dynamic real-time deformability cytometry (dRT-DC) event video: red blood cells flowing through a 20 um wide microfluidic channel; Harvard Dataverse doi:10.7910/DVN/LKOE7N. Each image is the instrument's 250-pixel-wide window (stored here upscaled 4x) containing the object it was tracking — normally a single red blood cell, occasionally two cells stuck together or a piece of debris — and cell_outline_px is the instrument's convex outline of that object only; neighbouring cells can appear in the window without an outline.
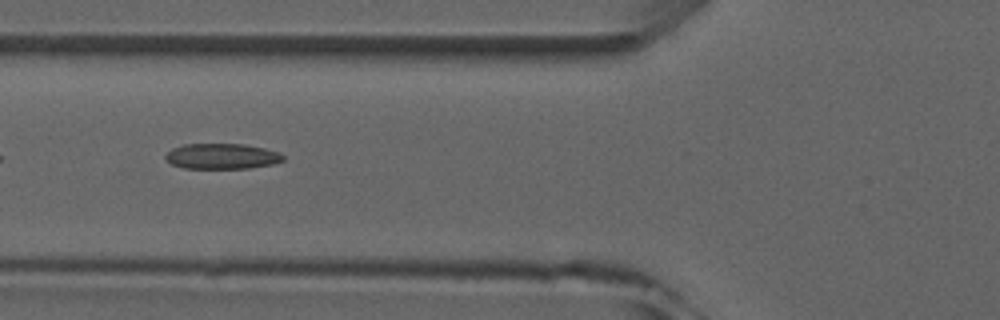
{"species": "common noctule bat (a hibernating species)", "species_latin": "Nyctalus noctula", "temperature_condition": "room temperature", "stored_images_in_passage": 7, "camera_frame_rate_fps": 3000, "um_per_image_px": 0.085, "animal": {"sex": "male", "forearm_length_mm": 52.5}, "frame": {"image": 1, "passage_image": 5, "time_ms": 4.667, "image_size_px": [1000, 320], "cell_outline_px": [[284, 160], [272, 164], [248, 168], [184, 168], [172, 164], [164, 156], [172, 148], [184, 144], [244, 144], [264, 148], [280, 152], [284, 156]], "centroid_in_image_um": [18.88, 13.27], "position_along_channel_um": 106.9, "area_um2": 17.4}}
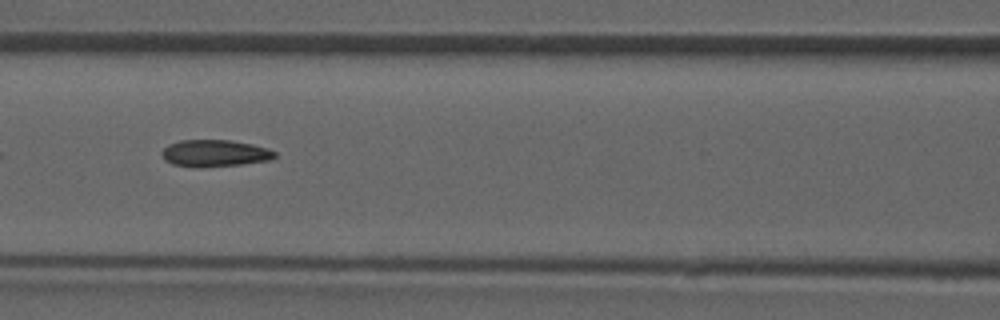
{"frame": {"image": 2, "passage_image": 6, "time_ms": 5.667, "image_size_px": [1000, 320], "cell_outline_px": [[276, 156], [272, 160], [240, 164], [200, 168], [192, 168], [172, 164], [164, 160], [160, 152], [168, 144], [180, 140], [232, 140], [252, 144], [268, 148], [276, 152]], "centroid_in_image_um": [18.23, 13.03], "position_along_channel_um": 148.4, "area_um2": 18.03}}